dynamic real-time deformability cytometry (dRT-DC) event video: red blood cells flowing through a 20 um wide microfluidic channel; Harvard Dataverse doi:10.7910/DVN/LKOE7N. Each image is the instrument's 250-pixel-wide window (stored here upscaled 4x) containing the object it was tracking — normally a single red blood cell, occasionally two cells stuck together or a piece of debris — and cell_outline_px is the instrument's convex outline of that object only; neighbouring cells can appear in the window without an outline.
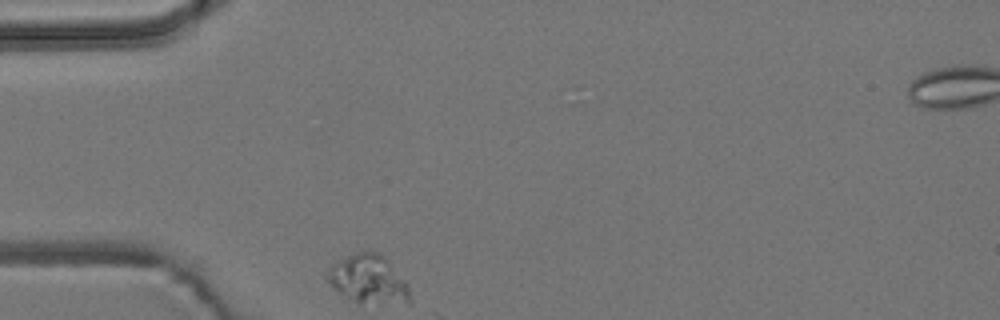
{"species": "common noctule bat (a hibernating species)", "species_latin": "Nyctalus noctula", "temperature_condition": "room temperature", "stored_images_in_passage": 3, "camera_frame_rate_fps": 3000, "um_per_image_px": 0.085, "animal": {"sex": "male", "body_mass_g": 19.2, "forearm_length_mm": 51.8}, "frame": {"image": 1, "passage_image": 1, "time_ms": 0.0, "image_size_px": [1000, 320], "cell_outline_px": [[412, 304], [408, 304], [356, 300], [340, 292], [324, 280], [324, 276], [332, 264], [352, 252], [360, 248], [380, 252], [388, 260], [404, 280], [408, 288]], "centroid_in_image_um": [31.3, 23.65], "position_along_channel_um": 53.7, "area_um2": 23.29}}